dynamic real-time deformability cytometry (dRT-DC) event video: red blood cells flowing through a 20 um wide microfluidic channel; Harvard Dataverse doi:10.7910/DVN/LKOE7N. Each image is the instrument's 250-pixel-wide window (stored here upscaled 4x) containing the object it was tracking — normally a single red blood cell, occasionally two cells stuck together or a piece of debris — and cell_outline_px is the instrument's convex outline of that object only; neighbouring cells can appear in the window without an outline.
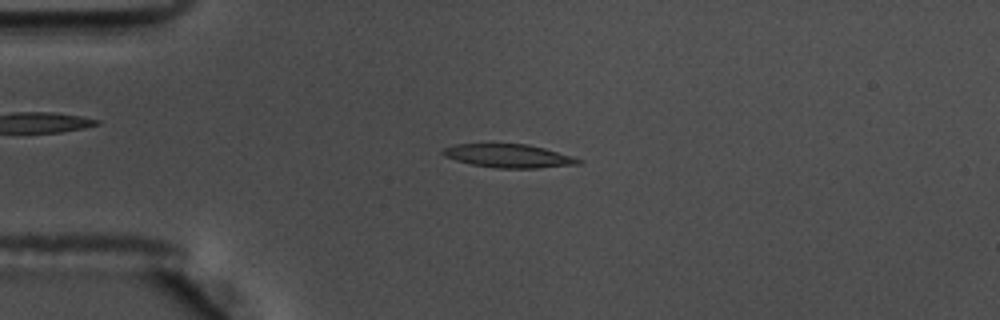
{"species": "common noctule bat (a hibernating species)", "species_latin": "Nyctalus noctula", "temperature_condition": "warm", "stored_images_in_passage": 46, "camera_frame_rate_fps": 3000, "um_per_image_px": 0.085, "animal": {"sex": "male", "body_mass_g": 17.5, "forearm_length_mm": 52.3}, "frame": {"image": 1, "passage_image": 4, "time_ms": 1.0, "image_size_px": [1000, 320], "cell_outline_px": [[584, 160], [580, 164], [536, 168], [496, 168], [472, 164], [456, 160], [444, 156], [440, 152], [444, 148], [456, 144], [528, 144], [544, 148], [572, 156]], "centroid_in_image_um": [43.24, 13.25], "position_along_channel_um": 41.8, "area_um2": 18.44}}
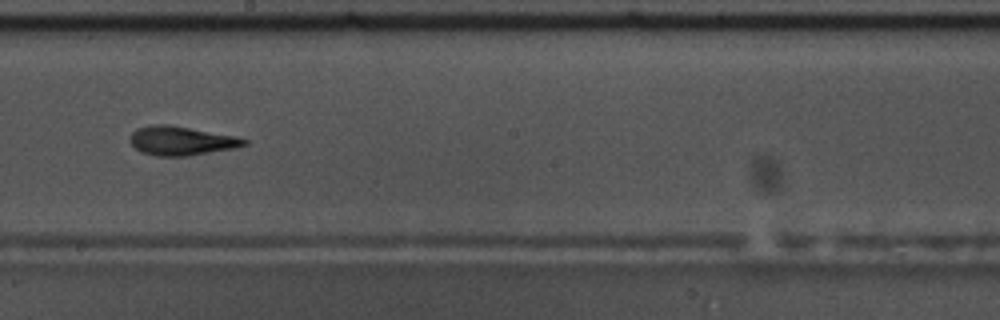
{"frame": {"image": 2, "passage_image": 22, "time_ms": 7.0, "image_size_px": [1000, 320], "cell_outline_px": [[248, 144], [236, 148], [188, 156], [156, 156], [144, 152], [136, 148], [128, 140], [132, 132], [136, 128], [152, 124], [168, 124], [240, 136], [248, 140]], "centroid_in_image_um": [15.45, 11.95], "position_along_channel_um": 232.7, "area_um2": 19.59}}
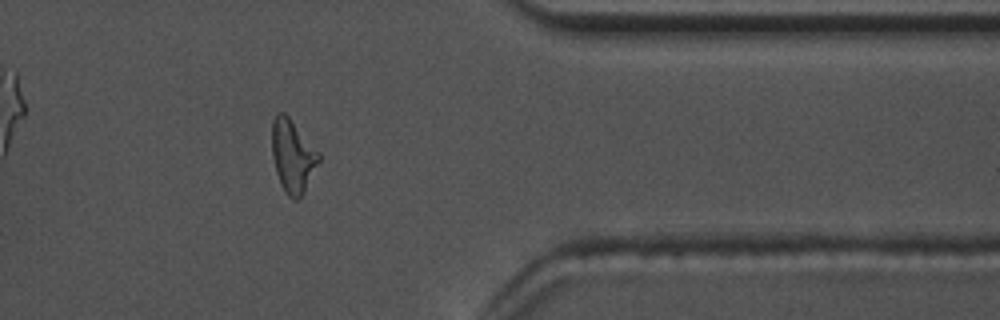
{"frame": {"image": 3, "passage_image": 36, "time_ms": 11.667, "image_size_px": [1000, 320], "cell_outline_px": [[320, 160], [300, 200], [292, 200], [284, 192], [280, 184], [276, 172], [272, 156], [272, 120], [276, 112], [284, 112], [288, 116], [320, 152]], "centroid_in_image_um": [24.87, 13.28], "position_along_channel_um": 386.5, "area_um2": 20.11}, "authors_computed_cell_mechanics": {"area_um2": 18.8139, "velocity_mm_per_s": 3.6219, "shape_relaxation_time_tau1_ms": 5.4203, "shape_relaxation_time_tau2_ms": 2.7413, "deformation_change_tau1": 0.1833, "deformation_change_tau2": 0.1172}}